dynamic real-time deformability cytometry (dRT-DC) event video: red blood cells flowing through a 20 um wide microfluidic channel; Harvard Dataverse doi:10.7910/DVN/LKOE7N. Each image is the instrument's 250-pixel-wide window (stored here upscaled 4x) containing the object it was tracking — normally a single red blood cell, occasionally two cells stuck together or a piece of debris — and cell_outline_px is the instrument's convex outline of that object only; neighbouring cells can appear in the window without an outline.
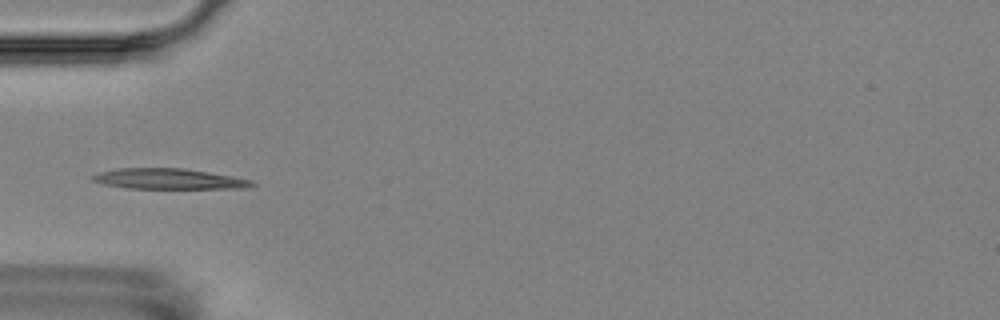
{"species": "Egyptian fruit bat (a non-hibernating species)", "species_latin": "Rousettus aegyptiacus", "temperature_condition": "room temperature", "stored_images_in_passage": 3, "camera_frame_rate_fps": 3000, "um_per_image_px": 0.085, "animal": {"sex": "female"}, "frame": {"image": 1, "passage_image": 2, "time_ms": 1.0, "image_size_px": [1000, 320], "cell_outline_px": [[256, 184], [244, 188], [124, 188], [104, 184], [92, 180], [92, 176], [100, 172], [120, 168], [184, 168], [232, 176], [252, 180]], "centroid_in_image_um": [14.35, 15.2], "position_along_channel_um": 70.7, "area_um2": 18.84}}